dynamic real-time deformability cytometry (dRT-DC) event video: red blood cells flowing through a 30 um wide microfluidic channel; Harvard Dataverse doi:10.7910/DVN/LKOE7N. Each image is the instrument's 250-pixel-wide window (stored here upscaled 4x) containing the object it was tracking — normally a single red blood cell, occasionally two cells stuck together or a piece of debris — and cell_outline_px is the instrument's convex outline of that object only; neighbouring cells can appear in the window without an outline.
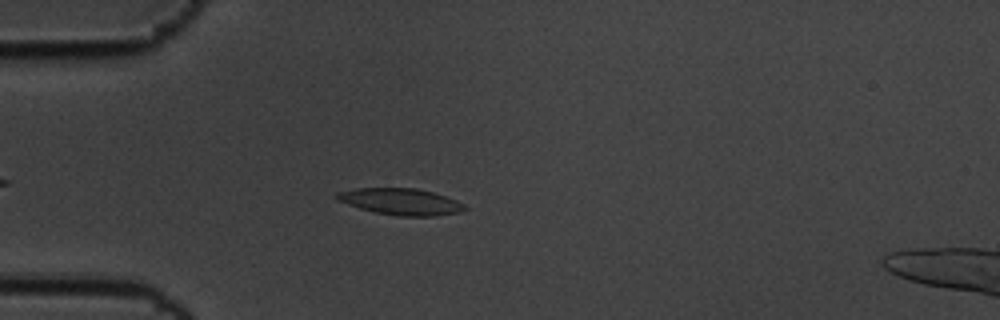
{"species": "common noctule bat (a hibernating species)", "species_latin": "Nyctalus noctula", "temperature_condition": "cold", "stored_images_in_passage": 51, "camera_frame_rate_fps": 3000, "um_per_image_px": 0.085, "animal": {"sex": "male", "body_mass_g": 19.5, "forearm_length_mm": 54.6}, "frame": {"image": 1, "passage_image": 9, "time_ms": 2.667, "image_size_px": [1000, 320], "cell_outline_px": [[468, 208], [460, 212], [436, 216], [400, 216], [372, 212], [336, 200], [332, 196], [336, 192], [356, 188], [416, 188], [432, 192], [456, 200], [464, 204]], "centroid_in_image_um": [34.02, 17.14], "position_along_channel_um": 51.0, "area_um2": 19.88}}
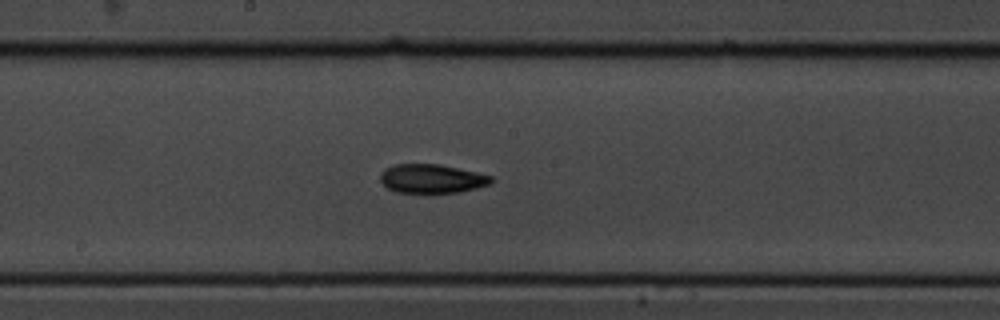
{"frame": {"image": 2, "passage_image": 24, "time_ms": 7.667, "image_size_px": [1000, 320], "cell_outline_px": [[492, 184], [460, 192], [396, 192], [388, 188], [380, 180], [380, 172], [384, 168], [392, 164], [440, 164], [476, 172], [492, 176]], "centroid_in_image_um": [36.68, 15.17], "position_along_channel_um": 211.5, "area_um2": 18.67}}
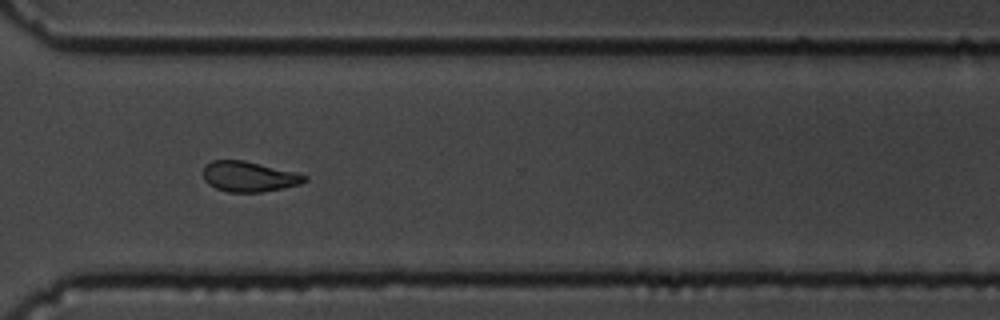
{"frame": {"image": 3, "passage_image": 36, "time_ms": 11.667, "image_size_px": [1000, 320], "cell_outline_px": [[308, 180], [300, 184], [284, 188], [260, 192], [228, 192], [216, 188], [208, 184], [204, 180], [204, 168], [212, 160], [244, 160], [296, 172], [308, 176]], "centroid_in_image_um": [21.19, 15.01], "position_along_channel_um": 349.4, "area_um2": 17.92}, "authors_computed_cell_mechanics": {"area_um2": 18.496, "velocity_mm_per_s": 3.4586, "shape_relaxation_time_tau1_ms": null, "shape_relaxation_time_tau2_ms": 4.822, "deformation_change_tau1": null, "deformation_change_tau2": 0.1045}}